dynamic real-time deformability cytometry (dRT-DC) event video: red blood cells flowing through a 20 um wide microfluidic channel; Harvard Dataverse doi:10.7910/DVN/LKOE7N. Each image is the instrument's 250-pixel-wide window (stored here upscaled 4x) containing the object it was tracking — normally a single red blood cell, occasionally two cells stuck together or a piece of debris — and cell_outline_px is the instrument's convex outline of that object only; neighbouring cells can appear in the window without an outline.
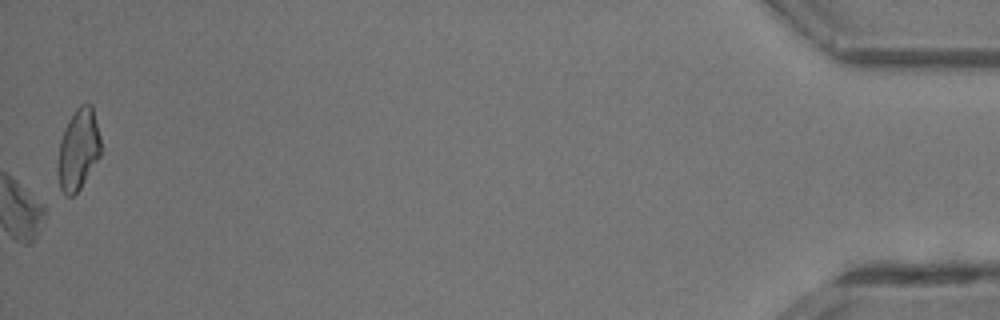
{"species": "common noctule bat (a hibernating species)", "species_latin": "Nyctalus noctula", "temperature_condition": "room temperature", "stored_images_in_passage": 35, "camera_frame_rate_fps": 3000, "um_per_image_px": 0.085, "animal": {"sex": "male", "body_mass_g": 13.3}, "frame": {"image": 1, "passage_image": 35, "time_ms": 11.333, "image_size_px": [1000, 320], "cell_outline_px": [[100, 156], [80, 188], [72, 196], [68, 196], [60, 188], [56, 172], [56, 168], [60, 140], [68, 120], [76, 108], [80, 104], [92, 104], [100, 136]], "centroid_in_image_um": [6.63, 12.7], "position_along_channel_um": 428.6, "area_um2": 20.35}}